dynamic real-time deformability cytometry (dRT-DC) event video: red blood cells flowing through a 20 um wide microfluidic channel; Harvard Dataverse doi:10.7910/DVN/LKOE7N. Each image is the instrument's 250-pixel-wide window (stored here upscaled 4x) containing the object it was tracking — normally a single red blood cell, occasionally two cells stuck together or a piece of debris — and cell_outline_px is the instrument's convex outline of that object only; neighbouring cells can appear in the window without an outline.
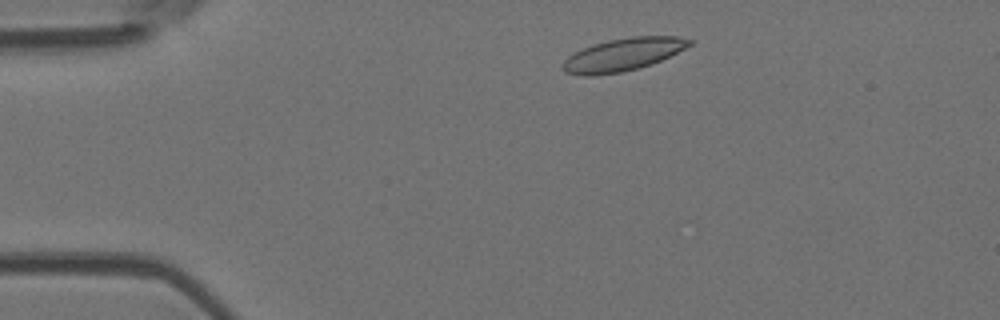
{"species": "Egyptian fruit bat (a non-hibernating species)", "species_latin": "Rousettus aegyptiacus", "temperature_condition": "room temperature", "stored_images_in_passage": 24, "camera_frame_rate_fps": 3000, "um_per_image_px": 0.085, "animal": {"sex": "female"}, "frame": {"image": 1, "passage_image": 5, "time_ms": 1.333, "image_size_px": [1000, 320], "cell_outline_px": [[692, 44], [660, 60], [636, 68], [620, 72], [592, 76], [584, 76], [564, 72], [560, 68], [560, 64], [568, 56], [592, 44], [608, 40], [632, 36], [676, 36], [692, 40]], "centroid_in_image_um": [52.87, 4.64], "position_along_channel_um": 32.1, "area_um2": 23.87}}
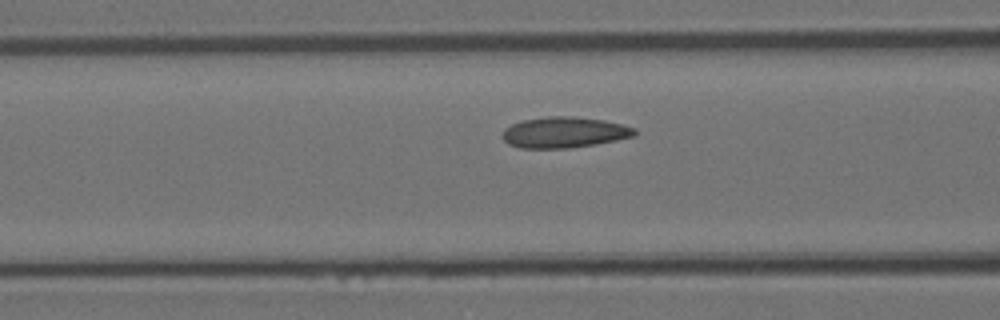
{"frame": {"image": 2, "passage_image": 16, "time_ms": 5.0, "image_size_px": [1000, 320], "cell_outline_px": [[636, 136], [596, 144], [568, 148], [520, 148], [508, 144], [500, 136], [504, 128], [512, 124], [524, 120], [548, 116], [572, 116], [604, 120], [636, 128]], "centroid_in_image_um": [47.94, 11.25], "position_along_channel_um": 118.7, "area_um2": 23.87}}
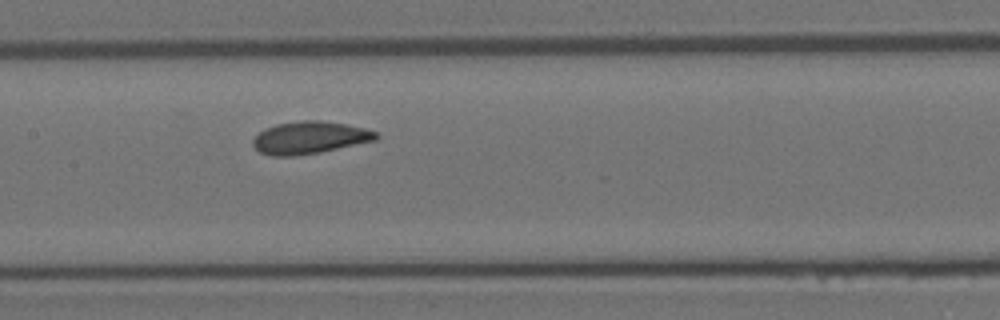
{"frame": {"image": 3, "passage_image": 21, "time_ms": 6.667, "image_size_px": [1000, 320], "cell_outline_px": [[380, 136], [376, 140], [320, 152], [296, 156], [272, 156], [260, 152], [252, 144], [252, 140], [264, 128], [276, 124], [300, 120], [320, 120], [344, 124], [364, 128], [376, 132]], "centroid_in_image_um": [26.3, 11.7], "position_along_channel_um": 181.1, "area_um2": 23.18}}